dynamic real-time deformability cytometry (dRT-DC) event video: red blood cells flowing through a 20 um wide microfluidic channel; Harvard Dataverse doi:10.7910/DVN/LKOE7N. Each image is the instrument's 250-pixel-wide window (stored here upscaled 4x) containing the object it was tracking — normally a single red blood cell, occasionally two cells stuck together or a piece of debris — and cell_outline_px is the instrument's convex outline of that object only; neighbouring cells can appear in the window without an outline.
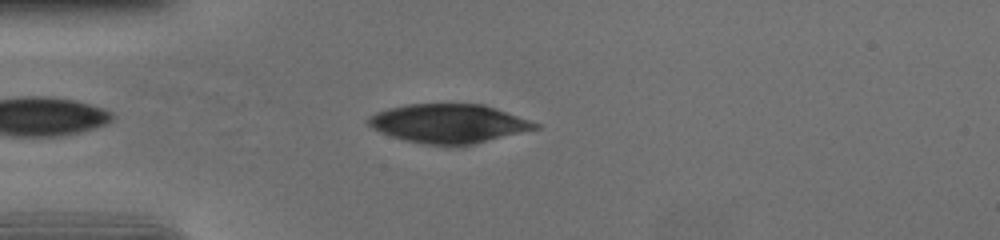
{"species": "human", "species_latin": "Homo sapiens", "temperature_condition": "cold", "stored_images_in_passage": 42, "camera_frame_rate_fps": 3000, "um_per_image_px": 0.085, "donor": {"sex": "female"}, "frame": {"image": 1, "passage_image": 5, "time_ms": 1.333, "image_size_px": [1000, 240], "cell_outline_px": [[540, 128], [456, 148], [424, 144], [404, 140], [380, 132], [372, 128], [364, 120], [368, 116], [376, 112], [388, 108], [408, 104], [484, 104], [496, 108], [540, 124]], "centroid_in_image_um": [38.11, 10.52], "position_along_channel_um": 46.9, "area_um2": 38.26}}
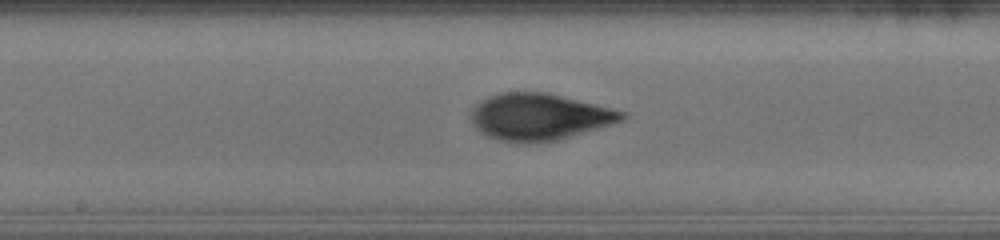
{"frame": {"image": 2, "passage_image": 19, "time_ms": 6.0, "image_size_px": [1000, 240], "cell_outline_px": [[628, 116], [624, 120], [556, 140], [528, 144], [516, 144], [500, 140], [488, 136], [480, 132], [472, 124], [472, 108], [480, 100], [488, 96], [500, 92], [548, 92], [628, 112]], "centroid_in_image_um": [45.82, 9.93], "position_along_channel_um": 202.4, "area_um2": 41.33}}
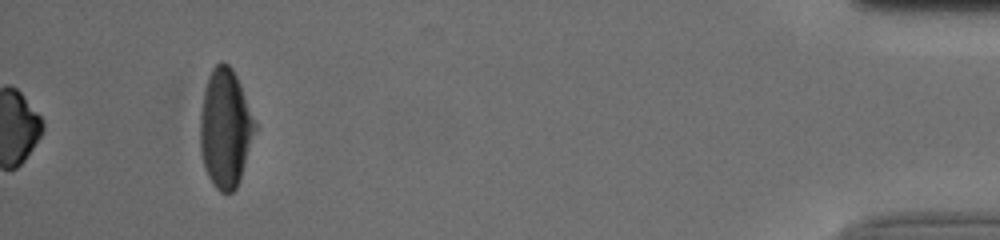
{"frame": {"image": 3, "passage_image": 42, "time_ms": 13.667, "image_size_px": [1000, 240], "cell_outline_px": [[256, 128], [240, 180], [236, 188], [232, 192], [220, 192], [212, 184], [208, 176], [204, 164], [200, 148], [200, 116], [204, 92], [208, 76], [212, 68], [220, 60], [228, 64], [232, 68], [236, 76], [256, 124]], "centroid_in_image_um": [19.14, 10.91], "position_along_channel_um": 416.1, "area_um2": 37.51}, "authors_computed_cell_mechanics": {"area_um2": 39.7086, "velocity_mm_per_s": 3.7201, "shape_relaxation_time_tau1_ms": 4.5514, "shape_relaxation_time_tau2_ms": 1.0996, "deformation_change_tau1": 0.1906, "deformation_change_tau2": 0.0608}}